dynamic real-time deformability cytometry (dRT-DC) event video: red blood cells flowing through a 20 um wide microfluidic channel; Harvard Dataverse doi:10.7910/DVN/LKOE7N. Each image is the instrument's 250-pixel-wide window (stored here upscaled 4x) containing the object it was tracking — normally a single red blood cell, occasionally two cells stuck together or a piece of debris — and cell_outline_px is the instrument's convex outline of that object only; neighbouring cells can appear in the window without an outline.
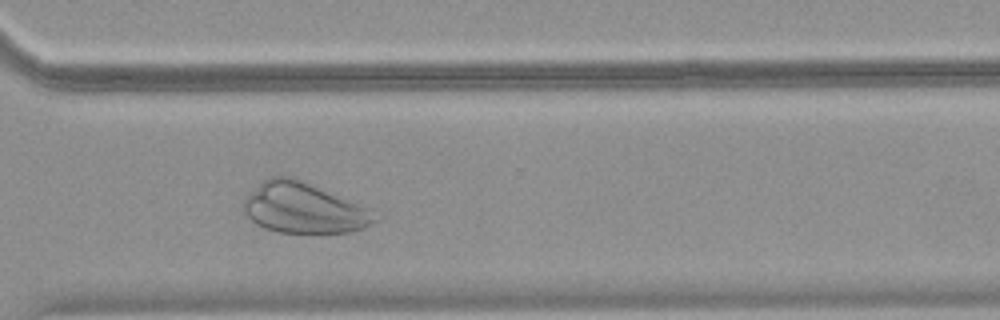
{"species": "common noctule bat (a hibernating species)", "species_latin": "Nyctalus noctula", "temperature_condition": "warm", "stored_images_in_passage": 35, "camera_frame_rate_fps": 3000, "um_per_image_px": 0.085, "animal": {"sex": "female", "body_mass_g": 18.4}, "frame": {"image": 1, "passage_image": 30, "time_ms": 9.667, "image_size_px": [1000, 320], "cell_outline_px": [[380, 220], [364, 228], [352, 232], [280, 232], [264, 228], [256, 224], [244, 212], [244, 200], [264, 180], [272, 176], [288, 176], [300, 180], [368, 208]], "centroid_in_image_um": [25.82, 17.71], "position_along_channel_um": 344.8, "area_um2": 37.69}}